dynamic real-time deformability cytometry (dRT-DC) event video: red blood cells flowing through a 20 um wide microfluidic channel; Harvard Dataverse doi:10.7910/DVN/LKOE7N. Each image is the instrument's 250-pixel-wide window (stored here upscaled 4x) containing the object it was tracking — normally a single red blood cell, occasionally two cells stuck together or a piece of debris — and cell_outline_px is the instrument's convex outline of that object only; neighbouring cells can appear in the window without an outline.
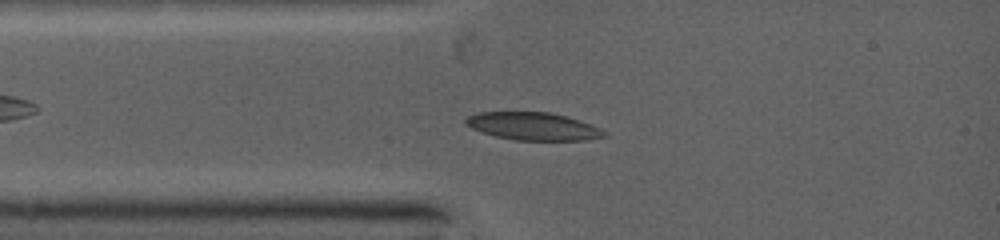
{"species": "common noctule bat (a hibernating species)", "species_latin": "Nyctalus noctula", "temperature_condition": "warm", "stored_images_in_passage": 27, "camera_frame_rate_fps": 5000, "um_per_image_px": 0.085, "animal": {"sex": "female", "body_mass_g": 19.0, "forearm_length_mm": 53.3}, "frame": {"image": 1, "passage_image": 5, "time_ms": 1.6, "image_size_px": [1000, 240], "cell_outline_px": [[604, 136], [584, 140], [516, 140], [496, 136], [472, 128], [464, 124], [464, 120], [468, 116], [480, 112], [548, 112], [564, 116], [600, 128], [604, 132]], "centroid_in_image_um": [45.25, 10.73], "position_along_channel_um": 39.8, "area_um2": 21.85}}
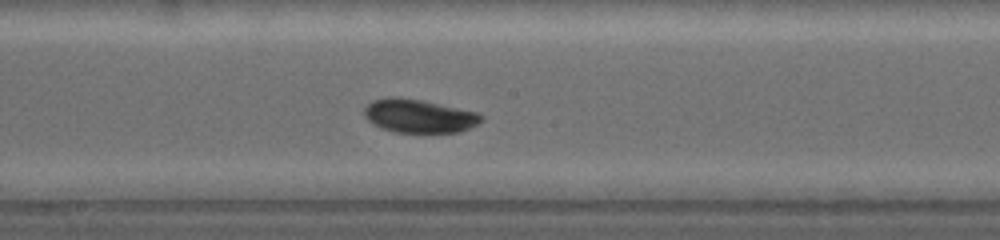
{"frame": {"image": 2, "passage_image": 15, "time_ms": 5.6, "image_size_px": [1000, 240], "cell_outline_px": [[484, 116], [476, 124], [460, 132], [396, 132], [384, 128], [368, 120], [364, 116], [364, 108], [368, 104], [376, 100], [420, 100], [476, 112]], "centroid_in_image_um": [35.66, 9.9], "position_along_channel_um": 212.5, "area_um2": 21.56}}
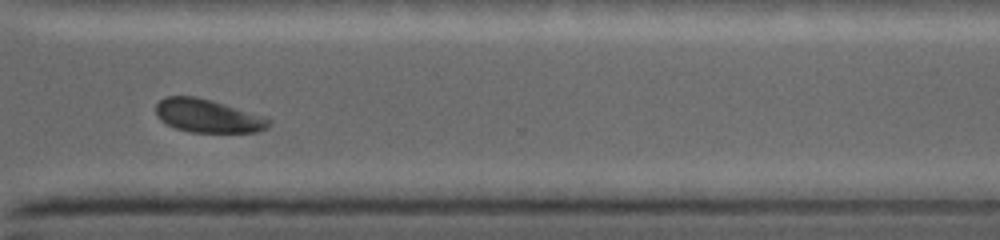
{"frame": {"image": 3, "passage_image": 23, "time_ms": 8.8, "image_size_px": [1000, 240], "cell_outline_px": [[268, 128], [260, 132], [192, 132], [176, 128], [168, 124], [156, 112], [156, 104], [160, 100], [168, 96], [192, 96], [208, 100], [268, 120]], "centroid_in_image_um": [17.58, 9.87], "position_along_channel_um": 353.0, "area_um2": 20.63}}